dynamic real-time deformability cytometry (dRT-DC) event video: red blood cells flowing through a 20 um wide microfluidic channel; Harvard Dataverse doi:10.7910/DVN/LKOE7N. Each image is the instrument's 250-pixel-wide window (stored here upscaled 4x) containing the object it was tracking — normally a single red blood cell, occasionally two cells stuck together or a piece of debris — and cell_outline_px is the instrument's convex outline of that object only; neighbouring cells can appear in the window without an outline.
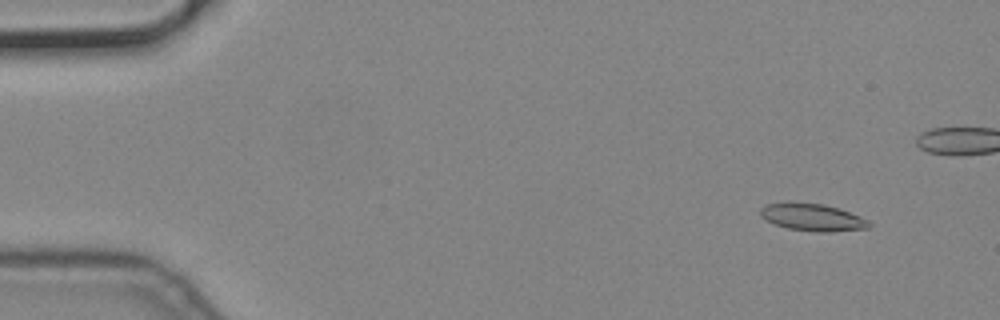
{"species": "common noctule bat (a hibernating species)", "species_latin": "Nyctalus noctula", "temperature_condition": "cold", "stored_images_in_passage": 16, "camera_frame_rate_fps": 3000, "um_per_image_px": 0.085, "animal": {"sex": "male", "body_mass_g": 19.2, "forearm_length_mm": 51.8}, "frame": {"image": 1, "passage_image": 5, "time_ms": 1.333, "image_size_px": [1000, 320], "cell_outline_px": [[872, 224], [868, 228], [832, 232], [816, 232], [788, 228], [776, 224], [760, 216], [760, 208], [764, 204], [784, 200], [792, 200], [824, 204], [840, 208], [860, 216], [868, 220]], "centroid_in_image_um": [69.03, 18.42], "position_along_channel_um": 16.0, "area_um2": 17.86}}